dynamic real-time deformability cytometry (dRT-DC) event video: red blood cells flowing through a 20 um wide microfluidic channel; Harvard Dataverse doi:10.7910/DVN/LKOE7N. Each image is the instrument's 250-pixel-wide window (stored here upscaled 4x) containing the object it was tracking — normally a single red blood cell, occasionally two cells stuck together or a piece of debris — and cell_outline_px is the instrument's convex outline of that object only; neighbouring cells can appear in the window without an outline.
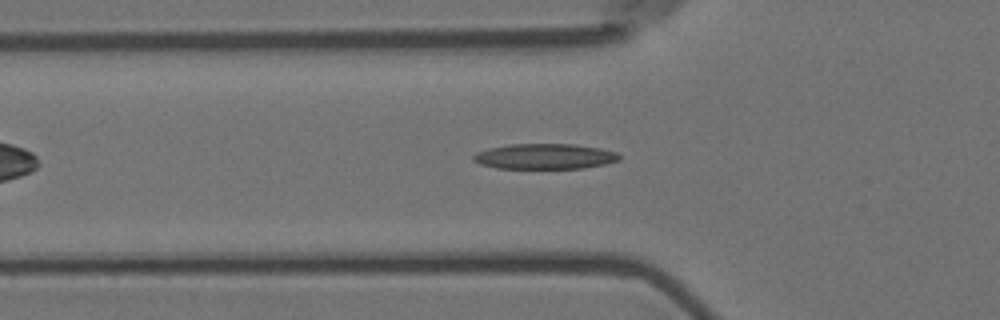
{"species": "Egyptian fruit bat (a non-hibernating species)", "species_latin": "Rousettus aegyptiacus", "temperature_condition": "room temperature", "stored_images_in_passage": 39, "camera_frame_rate_fps": 3000, "um_per_image_px": 0.085, "animal": {"sex": "female"}, "frame": {"image": 1, "passage_image": 2, "time_ms": 0.333, "image_size_px": [1000, 320], "cell_outline_px": [[620, 160], [604, 164], [584, 168], [496, 168], [480, 164], [472, 160], [472, 156], [476, 152], [488, 148], [512, 144], [572, 144], [600, 148], [616, 152], [620, 156]], "centroid_in_image_um": [46.28, 13.29], "position_along_channel_um": 79.5, "area_um2": 21.56}}
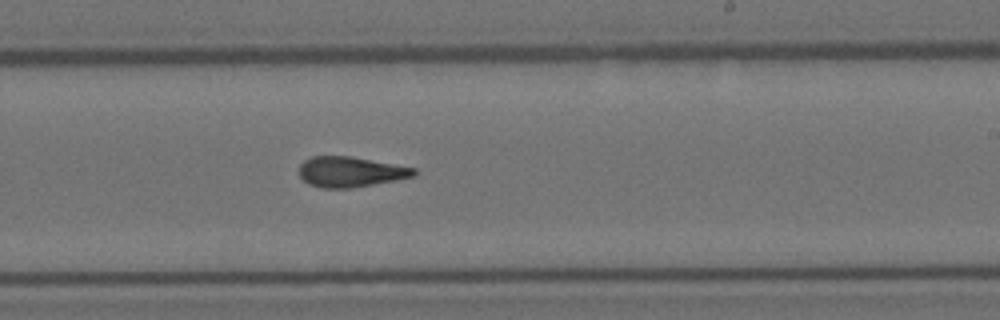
{"frame": {"image": 2, "passage_image": 17, "time_ms": 5.333, "image_size_px": [1000, 320], "cell_outline_px": [[416, 176], [396, 180], [352, 188], [320, 188], [308, 184], [300, 176], [300, 164], [304, 160], [312, 156], [352, 156], [416, 168]], "centroid_in_image_um": [29.79, 14.61], "position_along_channel_um": 259.2, "area_um2": 20.4}}
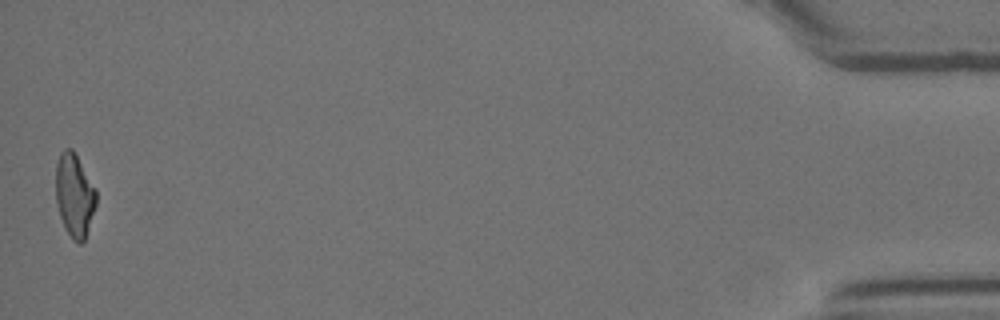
{"frame": {"image": 3, "passage_image": 39, "time_ms": 12.667, "image_size_px": [1000, 320], "cell_outline_px": [[96, 204], [84, 240], [80, 244], [72, 240], [64, 228], [60, 216], [56, 200], [56, 164], [60, 152], [64, 148], [72, 148], [96, 188]], "centroid_in_image_um": [6.32, 16.58], "position_along_channel_um": 428.9, "area_um2": 19.59}, "authors_computed_cell_mechanics": {"area_um2": 20.4612, "velocity_mm_per_s": 3.585, "shape_relaxation_time_tau1_ms": 9.774, "shape_relaxation_time_tau2_ms": 1.5648, "deformation_change_tau1": 0.2655, "deformation_change_tau2": 0.098}}